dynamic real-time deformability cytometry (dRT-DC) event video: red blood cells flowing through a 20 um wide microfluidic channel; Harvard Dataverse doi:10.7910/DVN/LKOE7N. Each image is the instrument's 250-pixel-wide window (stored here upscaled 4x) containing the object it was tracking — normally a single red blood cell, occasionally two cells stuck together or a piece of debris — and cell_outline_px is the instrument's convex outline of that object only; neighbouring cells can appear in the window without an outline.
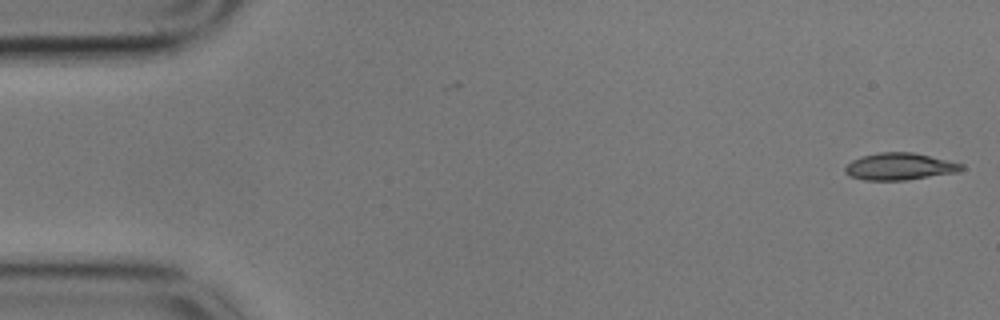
{"species": "common noctule bat (a hibernating species)", "species_latin": "Nyctalus noctula", "temperature_condition": "cold", "stored_images_in_passage": 6, "camera_frame_rate_fps": 3000, "um_per_image_px": 0.085, "animal": {"sex": "male", "body_mass_g": 17.9}, "frame": {"image": 1, "passage_image": 6, "time_ms": 1.667, "image_size_px": [1000, 320], "cell_outline_px": [[964, 168], [956, 172], [904, 180], [864, 180], [848, 176], [844, 172], [844, 168], [852, 160], [860, 156], [880, 152], [912, 152], [948, 160], [964, 164]], "centroid_in_image_um": [76.42, 14.15], "position_along_channel_um": 8.6, "area_um2": 18.26}}